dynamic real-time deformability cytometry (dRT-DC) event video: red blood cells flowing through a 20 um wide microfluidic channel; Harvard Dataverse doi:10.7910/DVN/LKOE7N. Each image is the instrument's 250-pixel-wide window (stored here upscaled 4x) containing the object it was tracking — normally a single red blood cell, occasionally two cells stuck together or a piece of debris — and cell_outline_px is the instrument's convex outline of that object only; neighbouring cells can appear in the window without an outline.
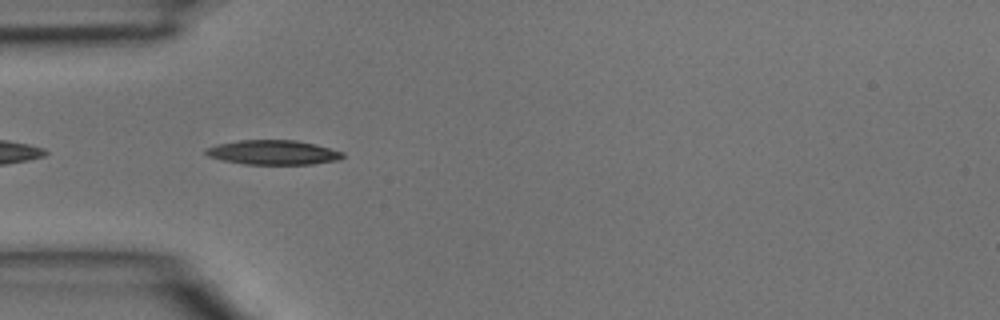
{"species": "common noctule bat (a hibernating species)", "species_latin": "Nyctalus noctula", "temperature_condition": "room temperature", "stored_images_in_passage": 4, "camera_frame_rate_fps": 3000, "um_per_image_px": 0.085, "animal": {"sex": "male", "body_mass_g": 15.6}, "frame": {"image": 1, "passage_image": 3, "time_ms": 0.667, "image_size_px": [1000, 320], "cell_outline_px": [[344, 156], [340, 160], [312, 164], [244, 164], [224, 160], [208, 156], [204, 152], [208, 148], [216, 144], [240, 140], [296, 140], [316, 144], [344, 152]], "centroid_in_image_um": [23.26, 12.95], "position_along_channel_um": 61.7, "area_um2": 19.54}}
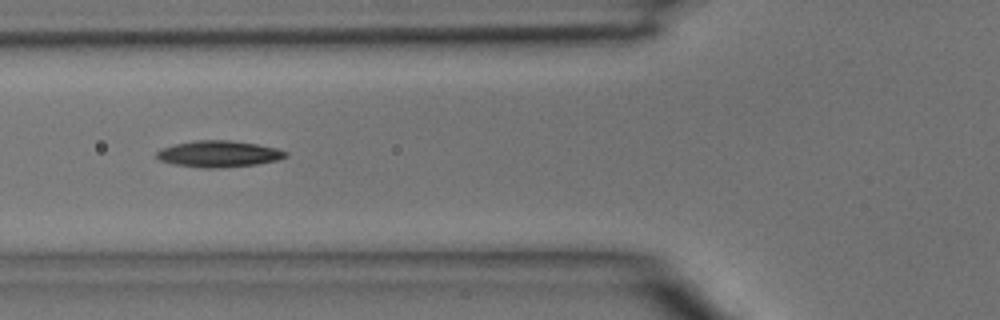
{"frame": {"image": 2, "passage_image": 4, "time_ms": 1.0, "image_size_px": [1000, 320], "cell_outline_px": [[288, 156], [276, 160], [256, 164], [224, 168], [204, 168], [172, 164], [160, 160], [156, 156], [156, 152], [160, 148], [172, 144], [196, 140], [232, 140], [256, 144], [276, 148], [288, 152]], "centroid_in_image_um": [18.56, 13.08], "position_along_channel_um": 107.2, "area_um2": 20.0}}